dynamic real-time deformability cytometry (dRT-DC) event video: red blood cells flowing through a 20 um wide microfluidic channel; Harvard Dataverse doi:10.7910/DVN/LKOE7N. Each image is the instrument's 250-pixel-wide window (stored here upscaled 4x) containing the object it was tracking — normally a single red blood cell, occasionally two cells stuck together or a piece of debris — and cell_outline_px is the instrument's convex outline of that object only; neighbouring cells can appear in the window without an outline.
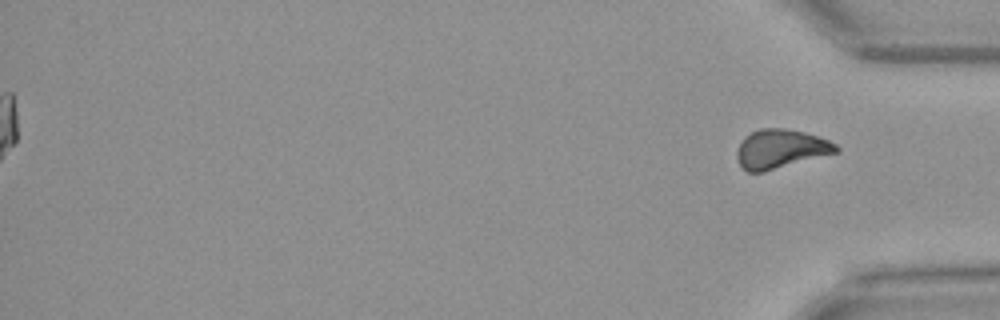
{"species": "Egyptian fruit bat (a non-hibernating species)", "species_latin": "Rousettus aegyptiacus", "temperature_condition": "warm", "stored_images_in_passage": 47, "segment_of_instrument_passage": [2, 2], "camera_frame_rate_fps": 3000, "um_per_image_px": 0.085, "animal": {"sex": "female"}, "frame": {"image": 1, "passage_image": 47, "time_ms": 15.333, "image_size_px": [1000, 320], "cell_outline_px": [[840, 152], [764, 172], [748, 172], [740, 164], [736, 156], [736, 152], [744, 136], [760, 128], [784, 128], [804, 132], [828, 140], [836, 144], [840, 148]], "centroid_in_image_um": [66.37, 12.66], "position_along_channel_um": 368.8, "area_um2": 22.6}}